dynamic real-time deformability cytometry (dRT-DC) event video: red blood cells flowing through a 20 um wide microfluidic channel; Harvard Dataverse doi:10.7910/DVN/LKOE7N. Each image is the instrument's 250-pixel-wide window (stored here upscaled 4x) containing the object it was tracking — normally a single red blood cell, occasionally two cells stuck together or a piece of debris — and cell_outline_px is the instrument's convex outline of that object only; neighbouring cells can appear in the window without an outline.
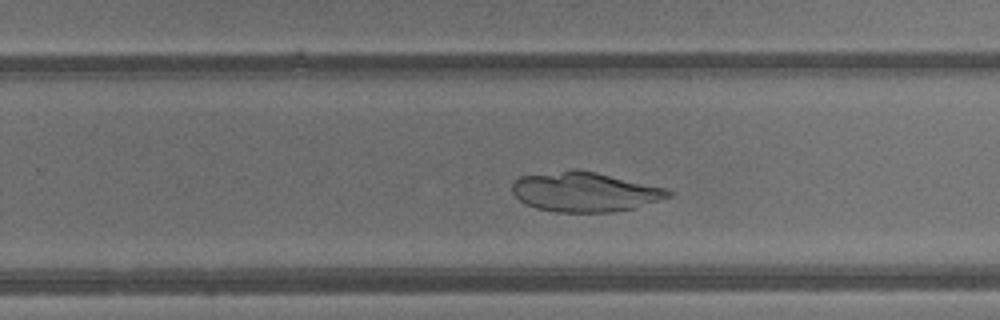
{"species": "common noctule bat (a hibernating species)", "species_latin": "Nyctalus noctula", "temperature_condition": "warm", "stored_images_in_passage": 33, "camera_frame_rate_fps": 3000, "um_per_image_px": 0.085, "animal": {"sex": "male", "body_mass_g": 13.3}, "frame": {"image": 1, "passage_image": 23, "time_ms": 7.333, "image_size_px": [1000, 320], "cell_outline_px": [[676, 192], [672, 196], [632, 208], [612, 212], [556, 212], [536, 208], [524, 204], [512, 192], [512, 184], [520, 176], [572, 168], [576, 168], [596, 172], [668, 188]], "centroid_in_image_um": [49.71, 16.29], "position_along_channel_um": 280.1, "area_um2": 36.41}}